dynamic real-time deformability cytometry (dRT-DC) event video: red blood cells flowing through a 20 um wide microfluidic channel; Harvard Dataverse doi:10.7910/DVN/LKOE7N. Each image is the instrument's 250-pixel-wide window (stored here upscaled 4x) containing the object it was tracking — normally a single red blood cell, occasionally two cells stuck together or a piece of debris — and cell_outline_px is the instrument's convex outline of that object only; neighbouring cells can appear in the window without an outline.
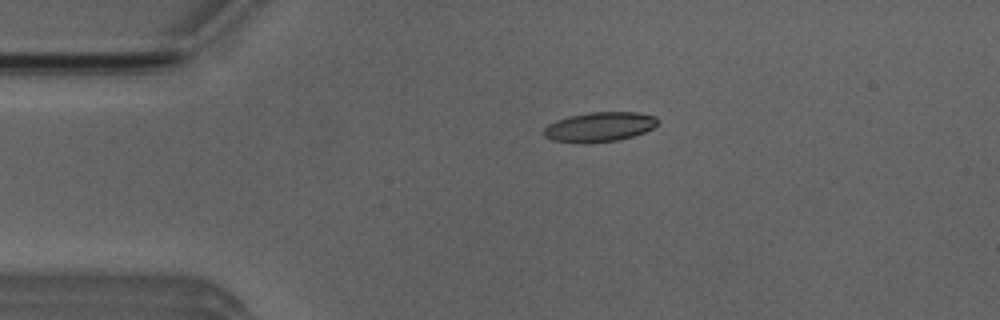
{"species": "Egyptian fruit bat (a non-hibernating species)", "species_latin": "Rousettus aegyptiacus", "temperature_condition": "room temperature", "stored_images_in_passage": 4, "camera_frame_rate_fps": 3000, "um_per_image_px": 0.085, "animal": {"sex": "male"}, "frame": {"image": 1, "passage_image": 3, "time_ms": 3.333, "image_size_px": [1000, 320], "cell_outline_px": [[660, 120], [652, 128], [644, 132], [632, 136], [616, 140], [584, 144], [580, 144], [552, 140], [544, 136], [544, 128], [548, 124], [556, 120], [568, 116], [588, 112], [636, 112], [656, 116]], "centroid_in_image_um": [50.93, 10.78], "position_along_channel_um": 34.1, "area_um2": 19.83}}